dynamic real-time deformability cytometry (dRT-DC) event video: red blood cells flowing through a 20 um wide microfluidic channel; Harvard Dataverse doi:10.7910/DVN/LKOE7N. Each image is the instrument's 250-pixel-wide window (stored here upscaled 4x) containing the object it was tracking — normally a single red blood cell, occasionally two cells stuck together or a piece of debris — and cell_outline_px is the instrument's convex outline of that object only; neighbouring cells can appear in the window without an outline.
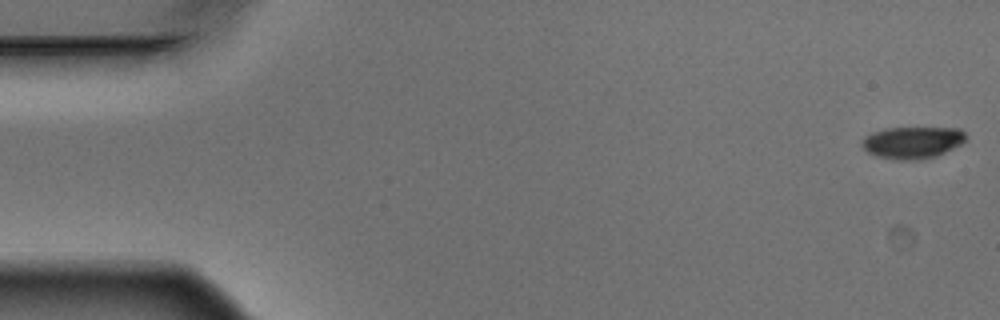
{"species": "Egyptian fruit bat (a non-hibernating species)", "species_latin": "Rousettus aegyptiacus", "temperature_condition": "warm", "stored_images_in_passage": 7, "camera_frame_rate_fps": 3000, "um_per_image_px": 0.085, "animal": {"sex": "male"}, "frame": {"image": 1, "passage_image": 1, "time_ms": 0.0, "image_size_px": [1000, 320], "cell_outline_px": [[968, 136], [960, 144], [936, 156], [920, 160], [896, 160], [876, 156], [868, 152], [860, 144], [860, 140], [864, 136], [872, 132], [888, 128], [960, 128]], "centroid_in_image_um": [77.52, 12.11], "position_along_channel_um": 7.5, "area_um2": 19.42}}
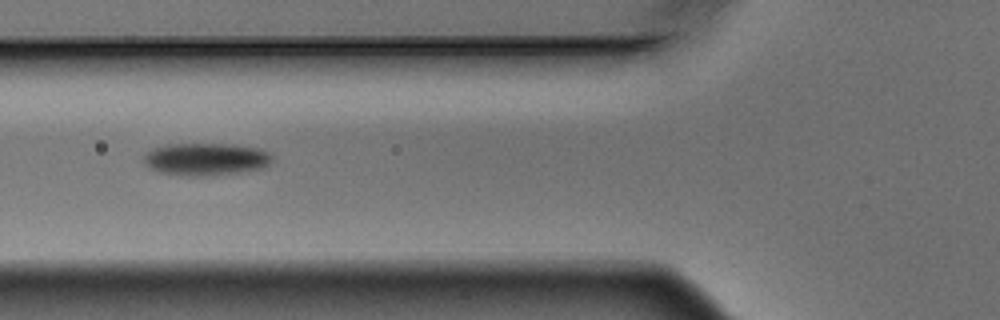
{"frame": {"image": 2, "passage_image": 6, "time_ms": 1.667, "image_size_px": [1000, 320], "cell_outline_px": [[272, 160], [264, 168], [240, 172], [200, 176], [196, 176], [160, 172], [152, 168], [144, 160], [144, 152], [152, 148], [168, 144], [232, 144], [260, 148], [268, 152], [272, 156]], "centroid_in_image_um": [17.53, 13.51], "position_along_channel_um": 108.3, "area_um2": 24.1}}
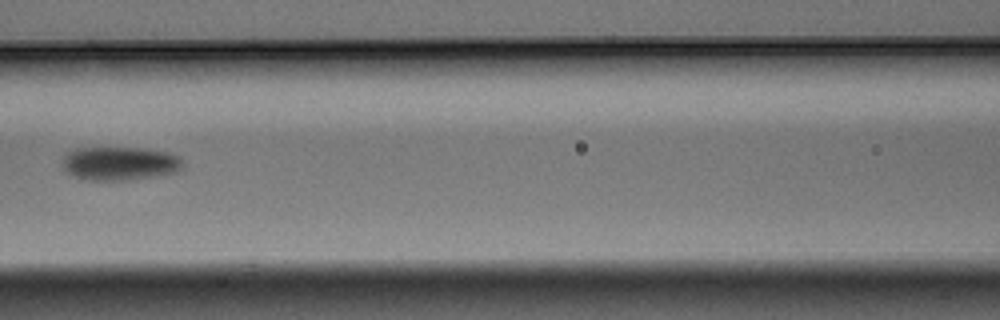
{"frame": {"image": 3, "passage_image": 7, "time_ms": 2.0, "image_size_px": [1000, 320], "cell_outline_px": [[184, 164], [180, 168], [172, 172], [152, 176], [124, 180], [88, 180], [64, 172], [64, 160], [68, 152], [76, 148], [140, 148], [168, 152], [176, 156]], "centroid_in_image_um": [10.14, 13.89], "position_along_channel_um": 156.5, "area_um2": 23.0}}